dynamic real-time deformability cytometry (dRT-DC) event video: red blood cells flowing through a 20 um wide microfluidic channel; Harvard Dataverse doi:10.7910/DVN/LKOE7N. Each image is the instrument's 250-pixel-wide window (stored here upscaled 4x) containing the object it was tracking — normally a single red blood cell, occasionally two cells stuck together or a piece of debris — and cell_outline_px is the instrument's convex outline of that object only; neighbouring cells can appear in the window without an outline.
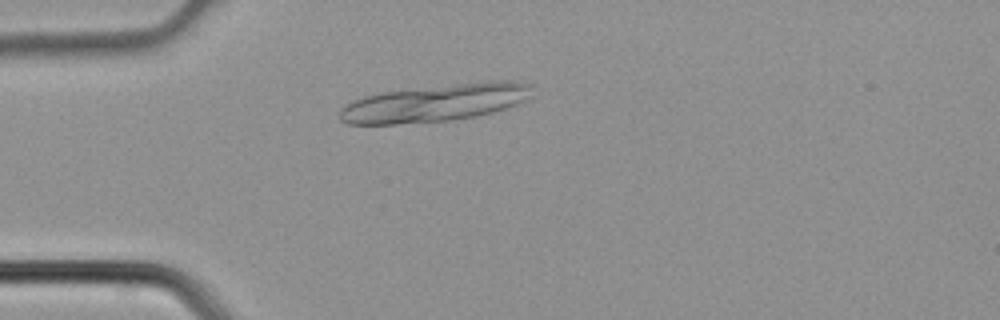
{"species": "common noctule bat (a hibernating species)", "species_latin": "Nyctalus noctula", "temperature_condition": "cold", "stored_images_in_passage": 3, "camera_frame_rate_fps": 3000, "um_per_image_px": 0.085, "animal": {"sex": "male", "body_mass_g": 21.5, "forearm_length_mm": 52.0}, "frame": {"image": 1, "passage_image": 3, "time_ms": 0.667, "image_size_px": [1000, 320], "cell_outline_px": [[532, 96], [516, 104], [492, 112], [476, 116], [452, 120], [396, 124], [348, 124], [340, 120], [340, 108], [364, 96], [380, 92], [488, 80], [516, 80], [532, 84]], "centroid_in_image_um": [37.04, 8.73], "position_along_channel_um": 48.0, "area_um2": 42.02}}